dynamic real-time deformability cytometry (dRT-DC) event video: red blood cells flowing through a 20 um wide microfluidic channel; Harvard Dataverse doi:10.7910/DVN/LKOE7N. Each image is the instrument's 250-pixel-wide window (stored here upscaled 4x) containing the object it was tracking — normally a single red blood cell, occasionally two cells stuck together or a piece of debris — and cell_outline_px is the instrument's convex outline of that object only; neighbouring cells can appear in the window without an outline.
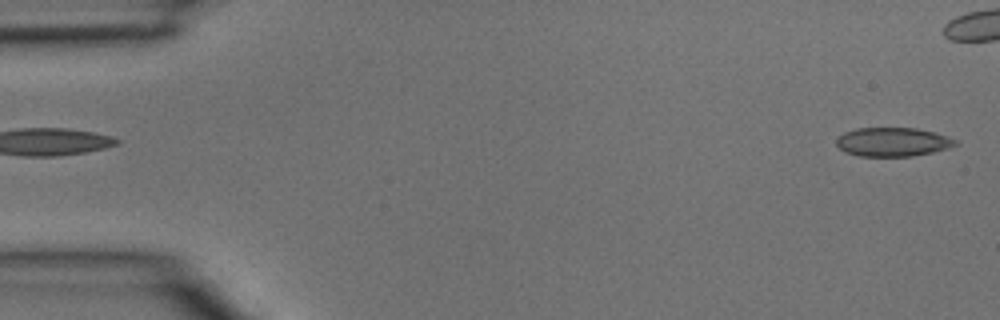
{"species": "common noctule bat (a hibernating species)", "species_latin": "Nyctalus noctula", "temperature_condition": "room temperature", "stored_images_in_passage": 4, "segment_of_instrument_passage": [2, 2], "camera_frame_rate_fps": 3000, "um_per_image_px": 0.085, "animal": {"sex": "male", "body_mass_g": 15.6}, "frame": {"image": 1, "passage_image": 4, "time_ms": 1.0, "image_size_px": [1000, 320], "cell_outline_px": [[960, 144], [948, 148], [932, 152], [912, 156], [860, 156], [844, 152], [836, 144], [836, 136], [844, 132], [856, 128], [916, 128], [936, 132], [960, 140]], "centroid_in_image_um": [75.91, 12.06], "position_along_channel_um": 9.1, "area_um2": 20.35}}